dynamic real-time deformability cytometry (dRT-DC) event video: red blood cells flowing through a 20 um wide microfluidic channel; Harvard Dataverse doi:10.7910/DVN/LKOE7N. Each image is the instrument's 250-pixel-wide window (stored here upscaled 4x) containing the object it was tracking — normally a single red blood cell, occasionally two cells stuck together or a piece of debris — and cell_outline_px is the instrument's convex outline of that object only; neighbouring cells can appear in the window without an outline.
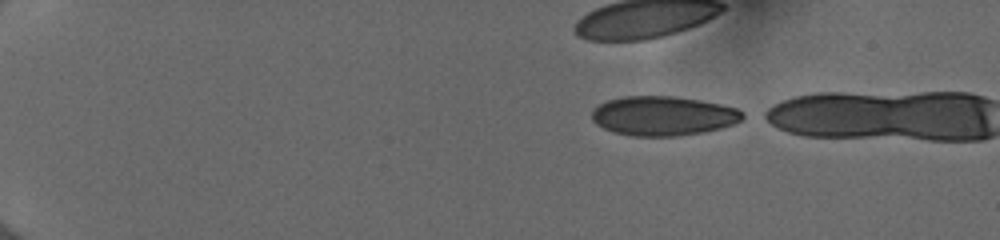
{"species": "human", "species_latin": "Homo sapiens", "temperature_condition": "cold", "stored_images_in_passage": 10, "camera_frame_rate_fps": 3000, "um_per_image_px": 0.085, "donor": {"sex": "female"}, "frame": {"image": 1, "passage_image": 1, "time_ms": 0.0, "image_size_px": [1000, 240], "cell_outline_px": [[748, 116], [732, 124], [720, 128], [704, 132], [676, 136], [632, 136], [616, 132], [604, 128], [596, 124], [592, 120], [592, 108], [608, 100], [624, 96], [676, 96], [700, 100], [720, 104], [736, 108], [744, 112]], "centroid_in_image_um": [56.38, 9.84], "position_along_channel_um": 28.6, "area_um2": 34.68}}